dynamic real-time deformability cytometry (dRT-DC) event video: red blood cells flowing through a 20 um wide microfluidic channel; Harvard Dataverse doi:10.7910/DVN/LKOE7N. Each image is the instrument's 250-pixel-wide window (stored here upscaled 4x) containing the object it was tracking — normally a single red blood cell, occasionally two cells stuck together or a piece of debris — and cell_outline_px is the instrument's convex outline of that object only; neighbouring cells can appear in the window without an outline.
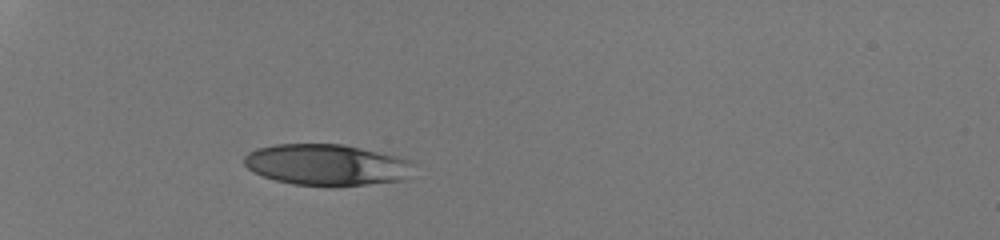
{"species": "human", "species_latin": "Homo sapiens", "temperature_condition": "room temperature", "stored_images_in_passage": 31, "camera_frame_rate_fps": 3000, "um_per_image_px": 0.085, "donor": {"sex": "male"}, "frame": {"image": 1, "passage_image": 1, "time_ms": 0.0, "image_size_px": [1000, 240], "cell_outline_px": [[416, 164], [408, 180], [368, 184], [292, 184], [276, 180], [264, 176], [248, 168], [244, 164], [244, 156], [248, 152], [260, 148], [276, 144], [344, 144], [404, 156], [416, 160]], "centroid_in_image_um": [27.92, 13.98], "position_along_channel_um": 57.1, "area_um2": 40.92}}
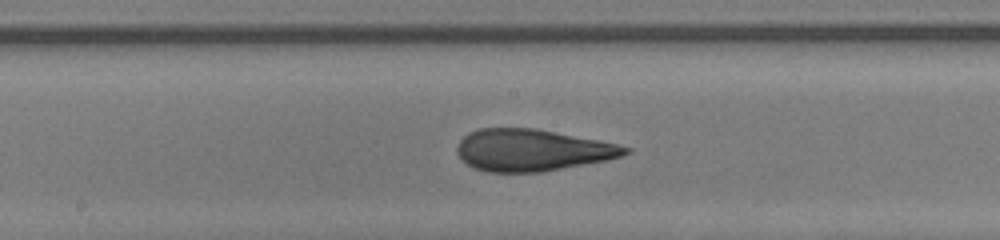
{"frame": {"image": 2, "passage_image": 14, "time_ms": 4.333, "image_size_px": [1000, 240], "cell_outline_px": [[632, 148], [628, 152], [620, 156], [608, 160], [540, 172], [488, 172], [472, 168], [460, 160], [456, 152], [456, 144], [468, 132], [480, 128], [536, 128], [600, 140]], "centroid_in_image_um": [45.17, 12.76], "position_along_channel_um": 203.0, "area_um2": 41.21}}
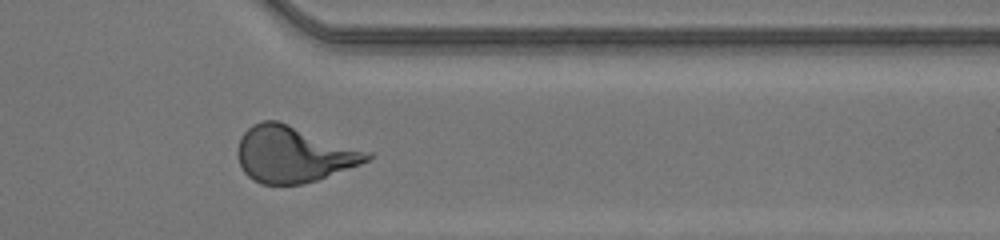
{"frame": {"image": 3, "passage_image": 27, "time_ms": 8.667, "image_size_px": [1000, 240], "cell_outline_px": [[372, 156], [368, 160], [360, 164], [316, 180], [304, 184], [260, 184], [252, 180], [244, 172], [240, 164], [236, 152], [236, 148], [240, 136], [252, 124], [260, 120], [276, 120], [372, 152]], "centroid_in_image_um": [24.91, 13.11], "position_along_channel_um": 386.5, "area_um2": 42.37}, "authors_computed_cell_mechanics": {"area_um2": 41.2692, "velocity_mm_per_s": 4.2315, "shape_relaxation_time_tau1_ms": null, "shape_relaxation_time_tau2_ms": 0.7949, "deformation_change_tau1": null, "deformation_change_tau2": 0.0774}}